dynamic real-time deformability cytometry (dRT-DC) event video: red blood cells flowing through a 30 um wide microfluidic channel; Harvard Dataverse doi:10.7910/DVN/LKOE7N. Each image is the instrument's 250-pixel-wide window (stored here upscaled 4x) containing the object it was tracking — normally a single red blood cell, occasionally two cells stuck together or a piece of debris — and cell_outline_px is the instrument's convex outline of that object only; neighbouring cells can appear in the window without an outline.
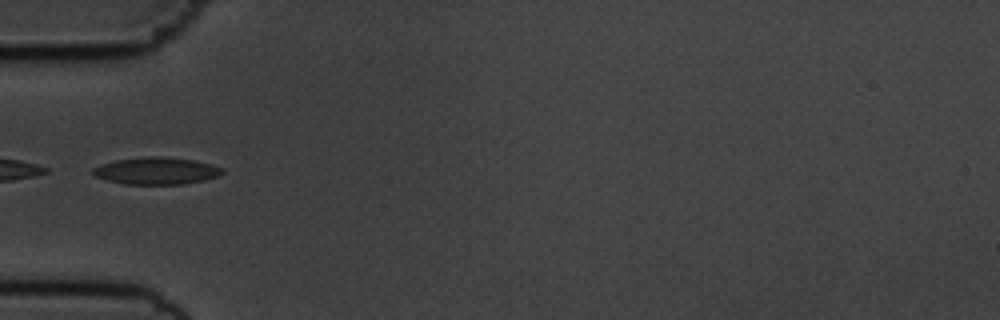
{"species": "common noctule bat (a hibernating species)", "species_latin": "Nyctalus noctula", "temperature_condition": "cold", "stored_images_in_passage": 23, "camera_frame_rate_fps": 3000, "um_per_image_px": 0.085, "animal": {"sex": "male", "body_mass_g": 19.5, "forearm_length_mm": 54.6}, "frame": {"image": 1, "passage_image": 1, "time_ms": 0.0, "image_size_px": [1000, 320], "cell_outline_px": [[224, 172], [220, 176], [204, 180], [184, 184], [124, 184], [108, 180], [96, 176], [92, 172], [92, 168], [100, 164], [116, 160], [144, 156], [160, 156], [196, 160], [212, 164], [224, 168]], "centroid_in_image_um": [13.33, 14.51], "position_along_channel_um": 71.7, "area_um2": 20.63}}
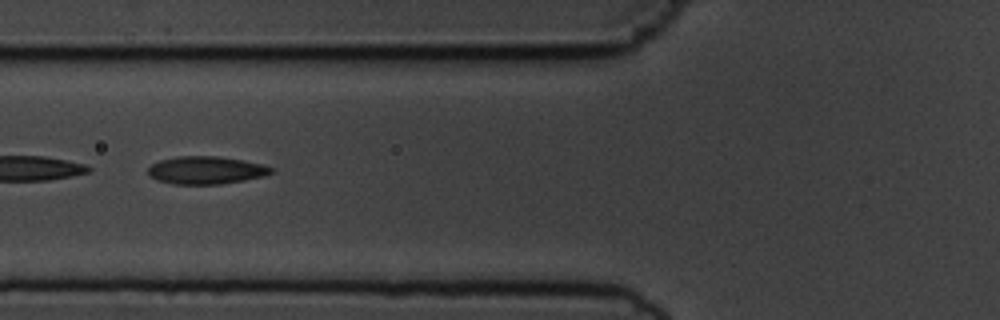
{"frame": {"image": 2, "passage_image": 4, "time_ms": 1.0, "image_size_px": [1000, 320], "cell_outline_px": [[276, 168], [272, 172], [264, 176], [244, 180], [220, 184], [172, 184], [156, 180], [148, 176], [148, 168], [152, 164], [160, 160], [176, 156], [216, 156], [240, 160], [260, 164]], "centroid_in_image_um": [17.47, 14.47], "position_along_channel_um": 108.3, "area_um2": 19.88}}
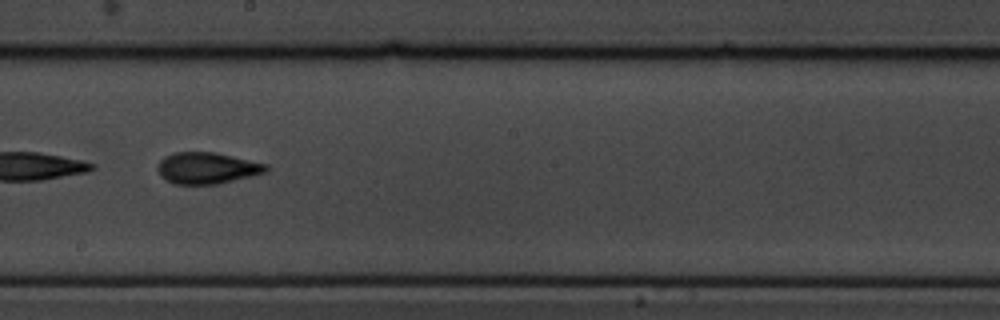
{"frame": {"image": 3, "passage_image": 14, "time_ms": 4.333, "image_size_px": [1000, 320], "cell_outline_px": [[268, 168], [264, 172], [216, 184], [172, 184], [160, 176], [156, 168], [160, 160], [164, 156], [172, 152], [216, 152], [268, 164]], "centroid_in_image_um": [17.52, 14.27], "position_along_channel_um": 230.7, "area_um2": 19.83}}